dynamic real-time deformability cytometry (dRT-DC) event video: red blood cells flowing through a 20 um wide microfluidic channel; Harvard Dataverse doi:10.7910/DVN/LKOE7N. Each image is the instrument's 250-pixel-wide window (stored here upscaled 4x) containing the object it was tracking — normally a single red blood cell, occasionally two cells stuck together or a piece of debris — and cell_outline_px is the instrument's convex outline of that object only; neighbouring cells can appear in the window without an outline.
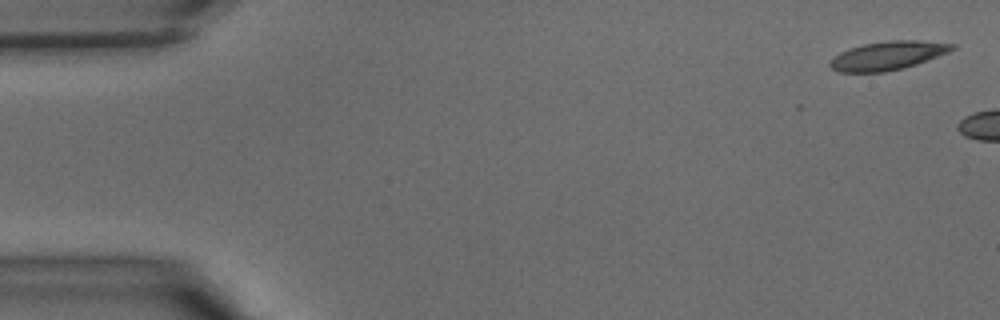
{"species": "common noctule bat (a hibernating species)", "species_latin": "Nyctalus noctula", "temperature_condition": "warm", "stored_images_in_passage": 4, "camera_frame_rate_fps": 3000, "um_per_image_px": 0.085, "animal": {"sex": "male", "body_mass_g": 15.6}, "frame": {"image": 1, "passage_image": 1, "time_ms": 0.0, "image_size_px": [1000, 320], "cell_outline_px": [[956, 48], [948, 52], [916, 64], [904, 68], [884, 72], [840, 72], [832, 68], [828, 64], [840, 52], [864, 44], [892, 40], [916, 40], [956, 44]], "centroid_in_image_um": [75.48, 4.73], "position_along_channel_um": 9.5, "area_um2": 20.06}}